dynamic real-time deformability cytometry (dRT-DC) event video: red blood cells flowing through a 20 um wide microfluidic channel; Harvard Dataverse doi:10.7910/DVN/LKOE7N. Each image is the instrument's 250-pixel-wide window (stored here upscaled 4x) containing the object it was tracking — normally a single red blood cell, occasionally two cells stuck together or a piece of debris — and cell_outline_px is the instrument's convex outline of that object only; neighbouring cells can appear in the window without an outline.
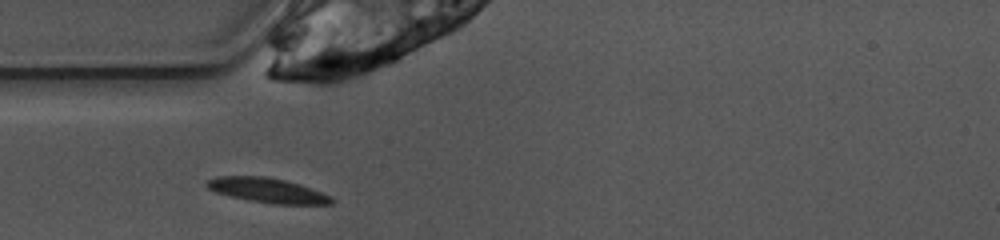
{"species": "common noctule bat (a hibernating species)", "species_latin": "Nyctalus noctula", "temperature_condition": "warm", "stored_images_in_passage": 37, "camera_frame_rate_fps": 3000, "um_per_image_px": 0.085, "animal": {"sex": "female", "body_mass_g": 10.0, "forearm_length_mm": 53.1}, "frame": {"image": 1, "passage_image": 1, "time_ms": 0.0, "image_size_px": [1000, 240], "cell_outline_px": [[336, 200], [332, 204], [276, 204], [248, 200], [216, 192], [208, 188], [204, 184], [208, 180], [216, 176], [264, 176], [284, 180], [300, 184], [332, 196]], "centroid_in_image_um": [22.76, 16.18], "position_along_channel_um": 62.2, "area_um2": 17.92}}
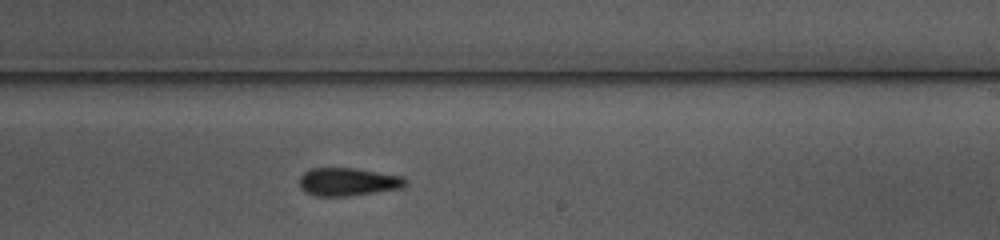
{"frame": {"image": 2, "passage_image": 16, "time_ms": 5.0, "image_size_px": [1000, 240], "cell_outline_px": [[408, 180], [400, 188], [348, 196], [316, 196], [304, 192], [300, 188], [300, 176], [304, 172], [312, 168], [356, 168], [404, 176]], "centroid_in_image_um": [29.56, 15.45], "position_along_channel_um": 259.4, "area_um2": 17.34}}
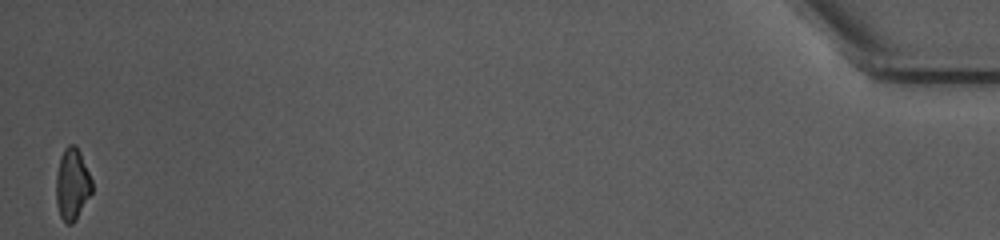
{"frame": {"image": 3, "passage_image": 37, "time_ms": 12.0, "image_size_px": [1000, 240], "cell_outline_px": [[92, 192], [76, 220], [72, 224], [64, 224], [60, 216], [56, 204], [56, 176], [60, 156], [64, 148], [68, 144], [76, 144], [80, 152], [92, 180]], "centroid_in_image_um": [6.13, 15.67], "position_along_channel_um": 429.1, "area_um2": 15.2}, "authors_computed_cell_mechanics": {"area_um2": 16.8198, "velocity_mm_per_s": 3.9253, "shape_relaxation_time_tau1_ms": 8.6814, "shape_relaxation_time_tau2_ms": 7.2031, "deformation_change_tau1": 0.1915, "deformation_change_tau2": 0.1704}}